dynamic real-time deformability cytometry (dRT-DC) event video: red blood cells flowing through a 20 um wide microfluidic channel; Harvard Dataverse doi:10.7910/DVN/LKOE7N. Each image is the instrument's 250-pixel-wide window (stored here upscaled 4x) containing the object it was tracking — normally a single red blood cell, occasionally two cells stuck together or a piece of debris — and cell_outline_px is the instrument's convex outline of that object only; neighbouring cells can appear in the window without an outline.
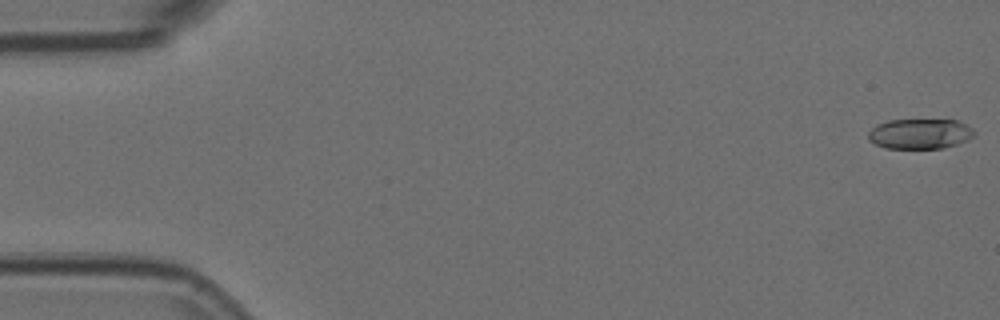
{"species": "Egyptian fruit bat (a non-hibernating species)", "species_latin": "Rousettus aegyptiacus", "temperature_condition": "room temperature", "stored_images_in_passage": 13, "camera_frame_rate_fps": 3000, "um_per_image_px": 0.085, "animal": {"sex": "female"}, "frame": {"image": 1, "passage_image": 1, "time_ms": 0.0, "image_size_px": [1000, 320], "cell_outline_px": [[976, 136], [968, 140], [944, 148], [884, 148], [868, 140], [868, 132], [876, 124], [888, 120], [956, 120], [972, 128], [976, 132]], "centroid_in_image_um": [78.2, 11.37], "position_along_channel_um": 6.8, "area_um2": 18.73}}